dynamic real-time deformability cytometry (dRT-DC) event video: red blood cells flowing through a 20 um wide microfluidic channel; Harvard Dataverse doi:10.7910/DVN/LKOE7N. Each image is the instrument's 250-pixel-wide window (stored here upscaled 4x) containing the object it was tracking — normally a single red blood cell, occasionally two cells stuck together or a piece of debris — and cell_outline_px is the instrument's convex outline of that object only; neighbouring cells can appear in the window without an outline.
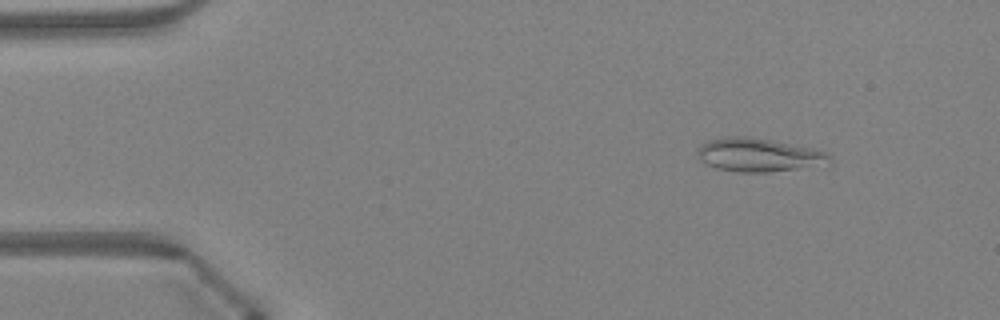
{"species": "Egyptian fruit bat (a non-hibernating species)", "species_latin": "Rousettus aegyptiacus", "temperature_condition": "warm", "stored_images_in_passage": 17, "camera_frame_rate_fps": 3000, "um_per_image_px": 0.085, "animal": {"sex": "female"}, "frame": {"image": 1, "passage_image": 6, "time_ms": 1.667, "image_size_px": [1000, 320], "cell_outline_px": [[832, 164], [768, 172], [736, 172], [716, 168], [700, 160], [696, 152], [696, 148], [712, 140], [724, 136], [748, 136], [812, 148], [828, 152], [832, 156]], "centroid_in_image_um": [64.53, 13.18], "position_along_channel_um": 20.5, "area_um2": 25.84}}